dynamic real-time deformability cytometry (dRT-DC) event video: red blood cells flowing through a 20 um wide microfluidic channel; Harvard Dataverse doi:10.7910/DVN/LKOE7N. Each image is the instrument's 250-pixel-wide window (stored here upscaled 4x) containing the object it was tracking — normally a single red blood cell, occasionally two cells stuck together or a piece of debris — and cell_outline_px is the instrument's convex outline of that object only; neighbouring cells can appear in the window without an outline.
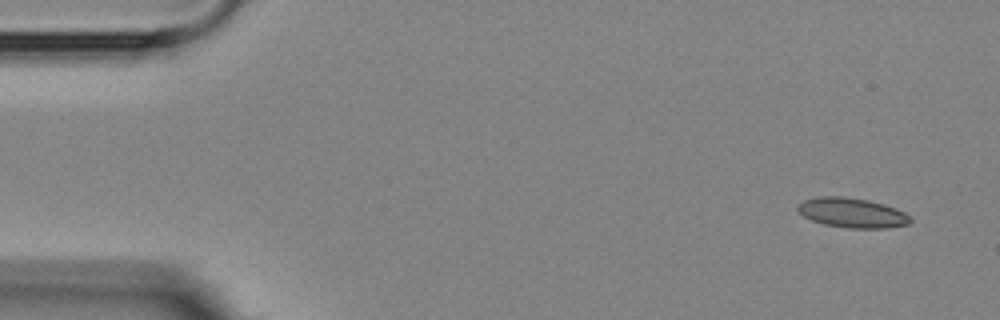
{"species": "Egyptian fruit bat (a non-hibernating species)", "species_latin": "Rousettus aegyptiacus", "temperature_condition": "room temperature", "stored_images_in_passage": 6, "camera_frame_rate_fps": 3000, "um_per_image_px": 0.085, "animal": {"sex": "female"}, "frame": {"image": 1, "passage_image": 1, "time_ms": 0.0, "image_size_px": [1000, 320], "cell_outline_px": [[912, 220], [908, 224], [884, 228], [848, 228], [824, 224], [812, 220], [804, 216], [796, 208], [804, 200], [816, 196], [844, 196], [868, 200], [884, 204], [896, 208], [904, 212]], "centroid_in_image_um": [72.42, 18.08], "position_along_channel_um": 12.6, "area_um2": 19.42}}
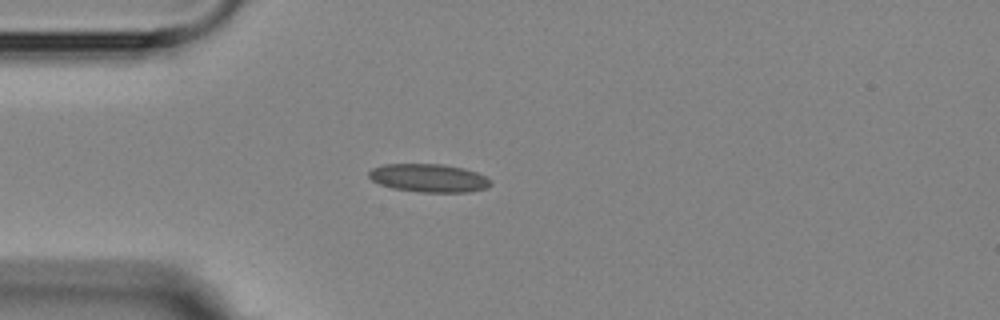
{"frame": {"image": 2, "passage_image": 4, "time_ms": 3.667, "image_size_px": [1000, 320], "cell_outline_px": [[492, 184], [488, 188], [468, 192], [420, 192], [392, 188], [380, 184], [372, 180], [368, 176], [368, 172], [372, 168], [384, 164], [444, 164], [464, 168], [476, 172], [492, 180]], "centroid_in_image_um": [36.47, 15.13], "position_along_channel_um": 48.5, "area_um2": 20.17}}
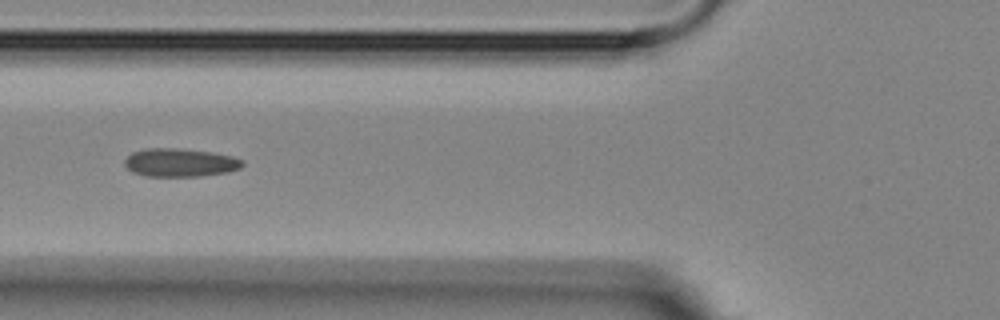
{"frame": {"image": 3, "passage_image": 6, "time_ms": 5.667, "image_size_px": [1000, 320], "cell_outline_px": [[244, 164], [240, 168], [228, 172], [200, 176], [148, 176], [132, 172], [124, 164], [124, 160], [132, 152], [144, 148], [176, 148], [212, 152], [232, 156], [244, 160]], "centroid_in_image_um": [15.31, 13.81], "position_along_channel_um": 110.5, "area_um2": 19.48}}